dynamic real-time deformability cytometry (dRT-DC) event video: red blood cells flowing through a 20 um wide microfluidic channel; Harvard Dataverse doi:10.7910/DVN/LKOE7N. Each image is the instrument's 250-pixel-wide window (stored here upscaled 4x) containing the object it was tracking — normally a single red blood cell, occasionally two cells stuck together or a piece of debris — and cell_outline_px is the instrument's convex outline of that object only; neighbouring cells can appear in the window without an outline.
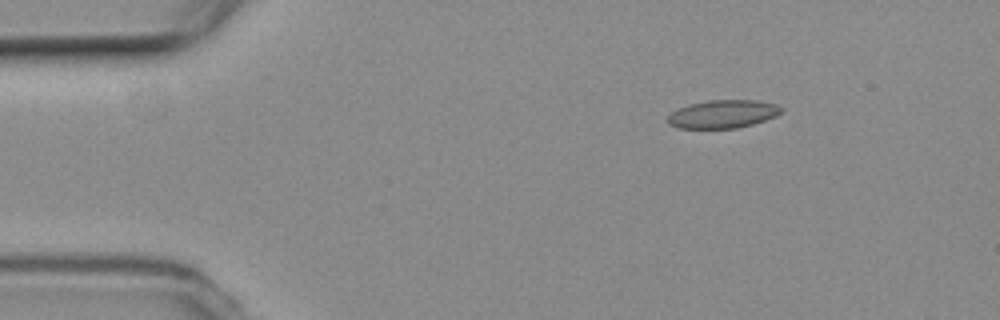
{"species": "common noctule bat (a hibernating species)", "species_latin": "Nyctalus noctula", "temperature_condition": "room temperature", "stored_images_in_passage": 11, "camera_frame_rate_fps": 3000, "um_per_image_px": 0.085, "animal": {"sex": "female", "body_mass_g": 19.3, "forearm_length_mm": 54.1}, "frame": {"image": 1, "passage_image": 1, "time_ms": 0.0, "image_size_px": [1000, 320], "cell_outline_px": [[784, 112], [776, 116], [752, 124], [736, 128], [676, 128], [668, 124], [668, 116], [672, 112], [680, 108], [692, 104], [708, 100], [756, 100], [776, 104], [784, 108]], "centroid_in_image_um": [61.48, 9.69], "position_along_channel_um": 23.5, "area_um2": 18.55}}
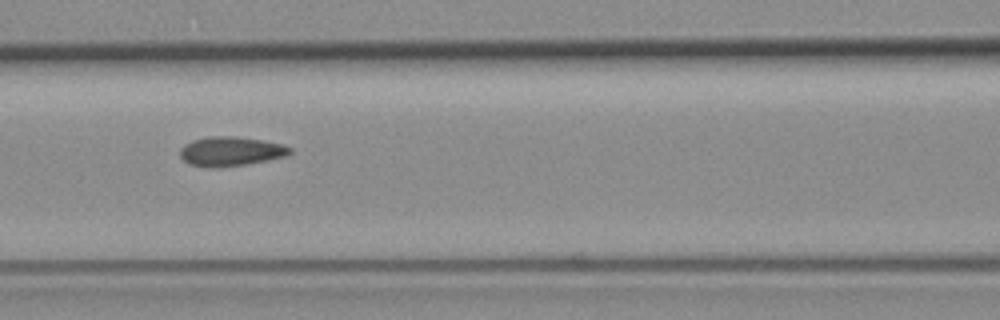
{"frame": {"image": 2, "passage_image": 5, "time_ms": 5.333, "image_size_px": [1000, 320], "cell_outline_px": [[292, 152], [284, 156], [244, 164], [216, 168], [188, 164], [180, 156], [180, 148], [184, 144], [192, 140], [208, 136], [236, 136], [260, 140], [280, 144], [292, 148]], "centroid_in_image_um": [19.54, 12.85], "position_along_channel_um": 147.1, "area_um2": 18.55}}
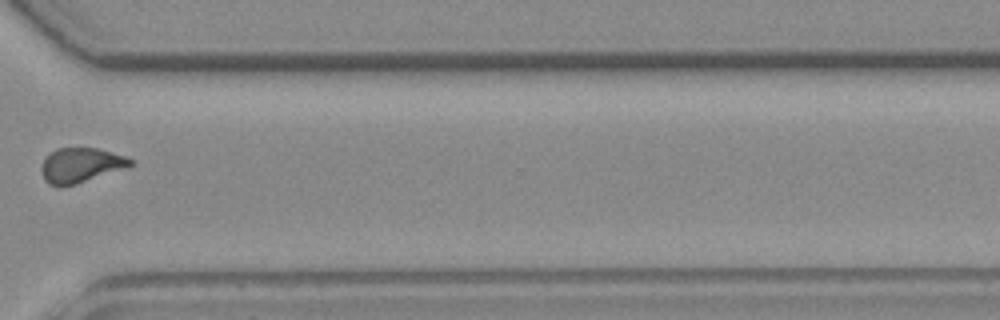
{"frame": {"image": 3, "passage_image": 10, "time_ms": 11.333, "image_size_px": [1000, 320], "cell_outline_px": [[132, 164], [76, 184], [60, 188], [48, 184], [44, 180], [44, 160], [56, 148], [96, 148], [124, 156], [132, 160]], "centroid_in_image_um": [6.82, 14.05], "position_along_channel_um": 363.8, "area_um2": 17.28}}